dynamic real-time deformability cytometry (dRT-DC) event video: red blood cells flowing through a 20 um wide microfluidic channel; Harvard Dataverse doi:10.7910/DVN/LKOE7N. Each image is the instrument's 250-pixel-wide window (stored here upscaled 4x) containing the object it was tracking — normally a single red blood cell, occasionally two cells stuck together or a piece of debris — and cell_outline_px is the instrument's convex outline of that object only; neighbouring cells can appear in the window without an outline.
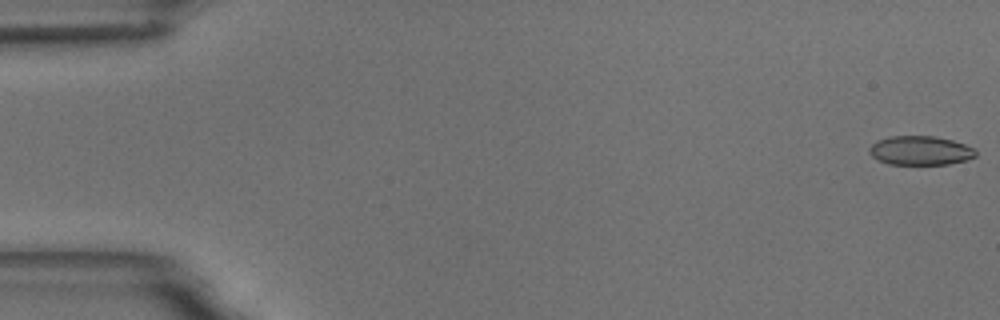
{"species": "common noctule bat (a hibernating species)", "species_latin": "Nyctalus noctula", "temperature_condition": "room temperature", "stored_images_in_passage": 56, "camera_frame_rate_fps": 3000, "um_per_image_px": 0.085, "animal": {"sex": "male", "body_mass_g": 18.8}, "frame": {"image": 1, "passage_image": 1, "time_ms": 0.0, "image_size_px": [1000, 320], "cell_outline_px": [[976, 156], [968, 160], [948, 164], [888, 164], [872, 156], [868, 152], [868, 148], [876, 140], [892, 136], [936, 136], [952, 140], [964, 144], [972, 148], [976, 152]], "centroid_in_image_um": [78.21, 12.79], "position_along_channel_um": 6.8, "area_um2": 18.03}}
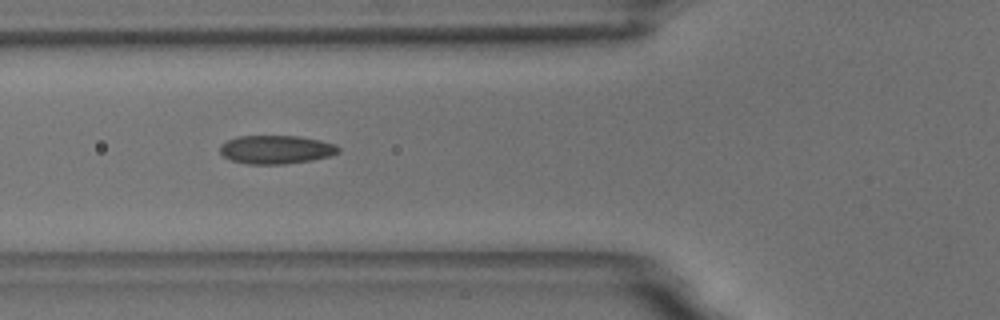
{"frame": {"image": 2, "passage_image": 21, "time_ms": 6.667, "image_size_px": [1000, 320], "cell_outline_px": [[340, 152], [328, 156], [312, 160], [284, 164], [248, 164], [232, 160], [224, 156], [220, 152], [220, 144], [236, 136], [300, 136], [320, 140], [336, 144], [340, 148]], "centroid_in_image_um": [23.48, 12.7], "position_along_channel_um": 102.3, "area_um2": 19.71}}
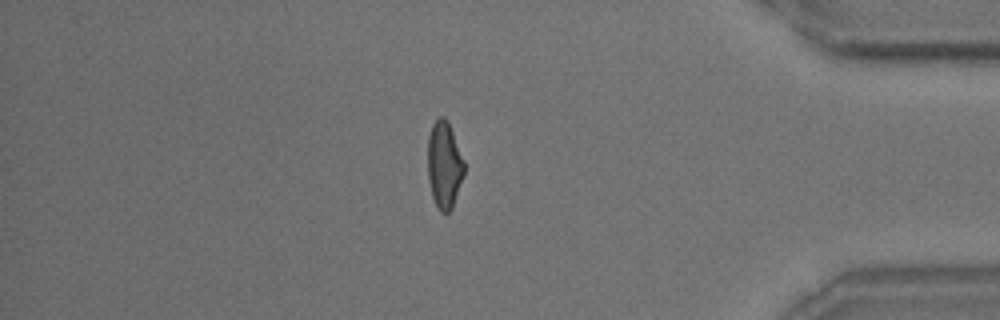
{"frame": {"image": 3, "passage_image": 48, "time_ms": 15.667, "image_size_px": [1000, 320], "cell_outline_px": [[464, 176], [452, 208], [448, 212], [440, 212], [432, 196], [428, 180], [428, 136], [432, 124], [440, 116], [444, 116], [448, 120], [464, 160]], "centroid_in_image_um": [37.76, 14.0], "position_along_channel_um": 397.4, "area_um2": 18.55}, "authors_computed_cell_mechanics": {"area_um2": 19.0162, "velocity_mm_per_s": 3.6358, "shape_relaxation_time_tau1_ms": 5.5058, "shape_relaxation_time_tau2_ms": 1.3507, "deformation_change_tau1": 0.145, "deformation_change_tau2": 0.0767}}